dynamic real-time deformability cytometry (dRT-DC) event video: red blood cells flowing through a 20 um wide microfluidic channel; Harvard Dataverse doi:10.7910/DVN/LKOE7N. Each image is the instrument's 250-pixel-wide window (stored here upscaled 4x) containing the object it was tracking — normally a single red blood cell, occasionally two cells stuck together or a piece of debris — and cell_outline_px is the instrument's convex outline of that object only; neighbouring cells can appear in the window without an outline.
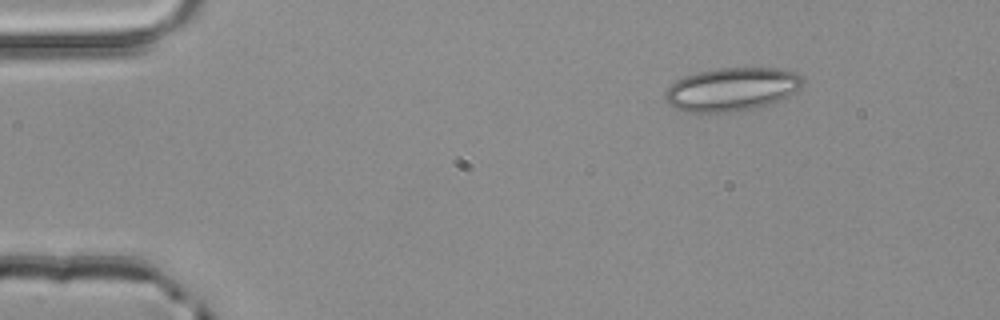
{"species": "common noctule bat (a hibernating species)", "species_latin": "Nyctalus noctula", "temperature_condition": "room temperature", "stored_images_in_passage": 3, "camera_frame_rate_fps": 3000, "um_per_image_px": 0.085, "animal": {"sex": "male", "body_mass_g": 20.4}, "frame": {"image": 1, "passage_image": 1, "time_ms": 0.0, "image_size_px": [1000, 320], "cell_outline_px": [[804, 80], [800, 88], [788, 96], [780, 100], [756, 108], [728, 112], [684, 112], [676, 108], [664, 100], [664, 92], [676, 80], [684, 76], [716, 68], [784, 68], [796, 72]], "centroid_in_image_um": [62.2, 7.58], "position_along_channel_um": 22.8, "area_um2": 34.85}}